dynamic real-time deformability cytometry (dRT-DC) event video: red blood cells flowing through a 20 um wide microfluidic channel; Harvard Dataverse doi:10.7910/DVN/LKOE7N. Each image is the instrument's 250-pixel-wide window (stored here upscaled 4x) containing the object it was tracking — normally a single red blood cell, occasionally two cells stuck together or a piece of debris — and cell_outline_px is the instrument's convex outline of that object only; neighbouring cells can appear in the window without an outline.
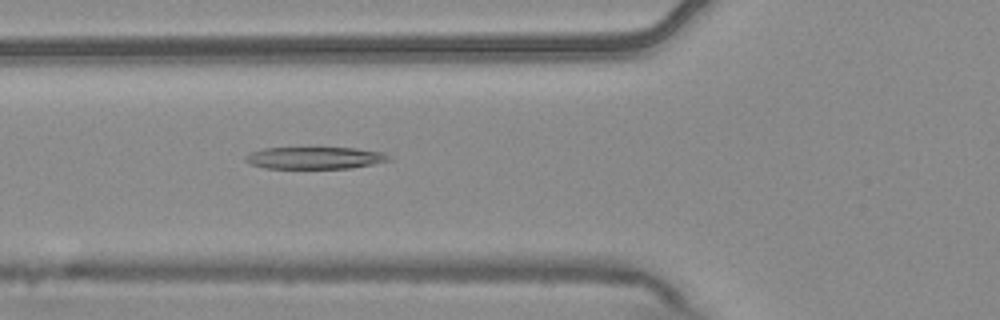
{"species": "common noctule bat (a hibernating species)", "species_latin": "Nyctalus noctula", "temperature_condition": "warm", "stored_images_in_passage": 6, "camera_frame_rate_fps": 3000, "um_per_image_px": 0.085, "animal": {"sex": "male", "body_mass_g": 20.4}, "frame": {"image": 1, "passage_image": 6, "time_ms": 1.667, "image_size_px": [1000, 320], "cell_outline_px": [[392, 160], [352, 168], [264, 168], [252, 164], [244, 160], [244, 156], [252, 152], [264, 148], [356, 148], [384, 152], [392, 156]], "centroid_in_image_um": [26.81, 13.42], "position_along_channel_um": 99.0, "area_um2": 18.44}}